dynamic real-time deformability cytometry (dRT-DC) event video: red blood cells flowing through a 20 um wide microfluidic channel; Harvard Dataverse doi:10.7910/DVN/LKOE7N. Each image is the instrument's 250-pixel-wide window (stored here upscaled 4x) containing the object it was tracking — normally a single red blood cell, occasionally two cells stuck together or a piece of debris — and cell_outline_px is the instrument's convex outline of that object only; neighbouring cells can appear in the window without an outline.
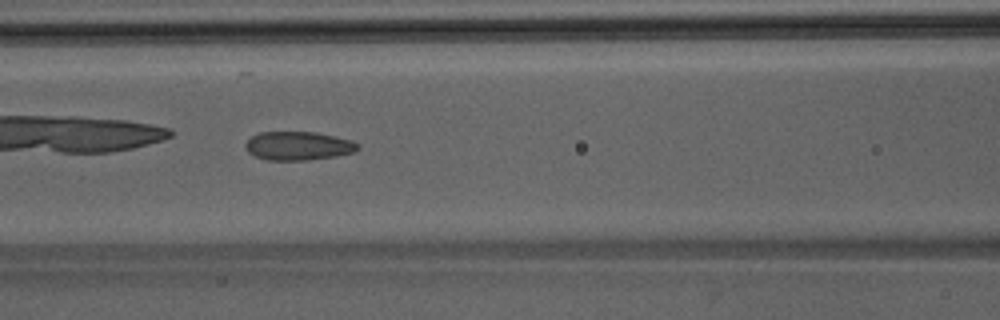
{"species": "Egyptian fruit bat (a non-hibernating species)", "species_latin": "Rousettus aegyptiacus", "temperature_condition": "room temperature", "stored_images_in_passage": 34, "camera_frame_rate_fps": 3000, "um_per_image_px": 0.085, "animal": {"sex": "male"}, "frame": {"image": 1, "passage_image": 6, "time_ms": 1.667, "image_size_px": [1000, 320], "cell_outline_px": [[360, 148], [356, 152], [336, 156], [308, 160], [268, 160], [256, 156], [248, 152], [244, 144], [252, 136], [260, 132], [316, 132], [336, 136], [352, 140], [360, 144]], "centroid_in_image_um": [25.4, 12.39], "position_along_channel_um": 141.2, "area_um2": 18.9}}